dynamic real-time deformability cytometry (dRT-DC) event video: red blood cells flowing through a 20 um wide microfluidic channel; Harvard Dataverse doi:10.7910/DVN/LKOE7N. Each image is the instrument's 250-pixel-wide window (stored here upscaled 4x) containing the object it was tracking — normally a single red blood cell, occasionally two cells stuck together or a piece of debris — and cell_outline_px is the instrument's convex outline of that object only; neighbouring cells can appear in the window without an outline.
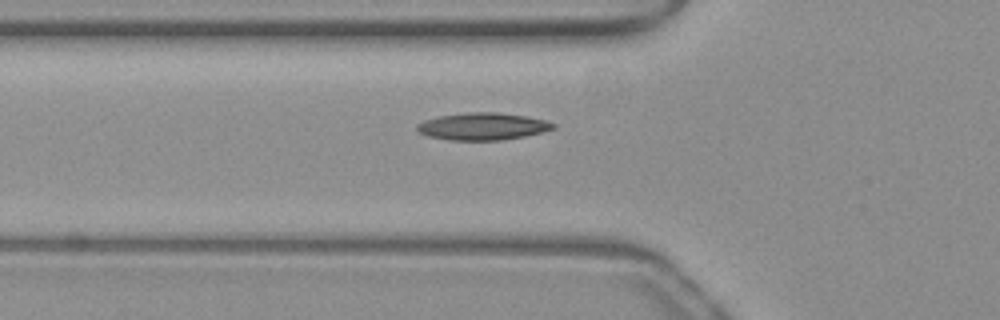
{"species": "common noctule bat (a hibernating species)", "species_latin": "Nyctalus noctula", "temperature_condition": "warm", "stored_images_in_passage": 28, "camera_frame_rate_fps": 3000, "um_per_image_px": 0.085, "animal": {"sex": "female", "body_mass_g": 19.3, "forearm_length_mm": 54.1}, "frame": {"image": 1, "passage_image": 4, "time_ms": 1.0, "image_size_px": [1000, 320], "cell_outline_px": [[556, 128], [524, 136], [500, 140], [448, 140], [428, 136], [420, 132], [416, 128], [416, 124], [424, 120], [440, 116], [468, 112], [496, 112], [524, 116], [544, 120], [556, 124]], "centroid_in_image_um": [41.0, 10.74], "position_along_channel_um": 84.8, "area_um2": 21.39}}
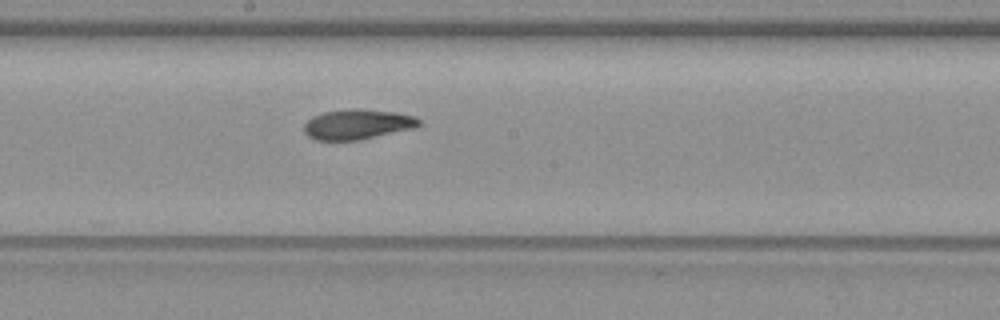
{"frame": {"image": 2, "passage_image": 14, "time_ms": 4.333, "image_size_px": [1000, 320], "cell_outline_px": [[420, 124], [412, 128], [360, 140], [316, 140], [308, 136], [304, 132], [304, 124], [312, 116], [324, 112], [352, 108], [356, 108], [392, 112], [412, 116], [420, 120]], "centroid_in_image_um": [30.32, 10.57], "position_along_channel_um": 217.9, "area_um2": 19.88}}
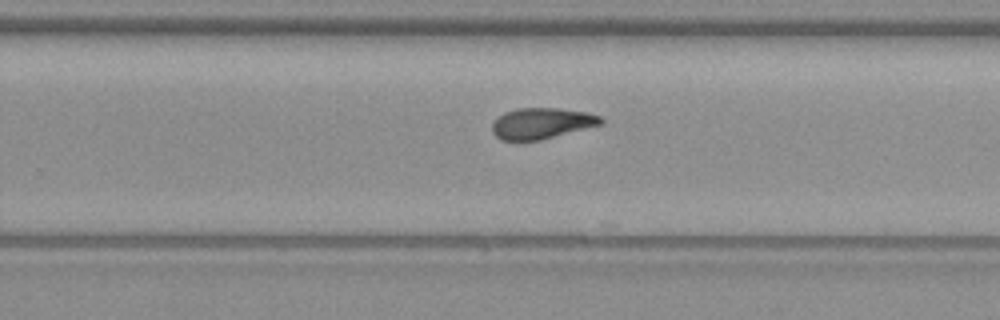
{"frame": {"image": 3, "passage_image": 19, "time_ms": 6.0, "image_size_px": [1000, 320], "cell_outline_px": [[604, 124], [540, 140], [500, 140], [492, 132], [492, 124], [496, 116], [504, 112], [516, 108], [560, 108], [588, 112], [600, 116], [604, 120]], "centroid_in_image_um": [46.04, 10.47], "position_along_channel_um": 283.8, "area_um2": 19.88}, "authors_computed_cell_mechanics": {"area_um2": 20.0277, "velocity_mm_per_s": 3.9685, "shape_relaxation_time_tau1_ms": null, "shape_relaxation_time_tau2_ms": 4.0678, "deformation_change_tau1": null, "deformation_change_tau2": 0.1021}}